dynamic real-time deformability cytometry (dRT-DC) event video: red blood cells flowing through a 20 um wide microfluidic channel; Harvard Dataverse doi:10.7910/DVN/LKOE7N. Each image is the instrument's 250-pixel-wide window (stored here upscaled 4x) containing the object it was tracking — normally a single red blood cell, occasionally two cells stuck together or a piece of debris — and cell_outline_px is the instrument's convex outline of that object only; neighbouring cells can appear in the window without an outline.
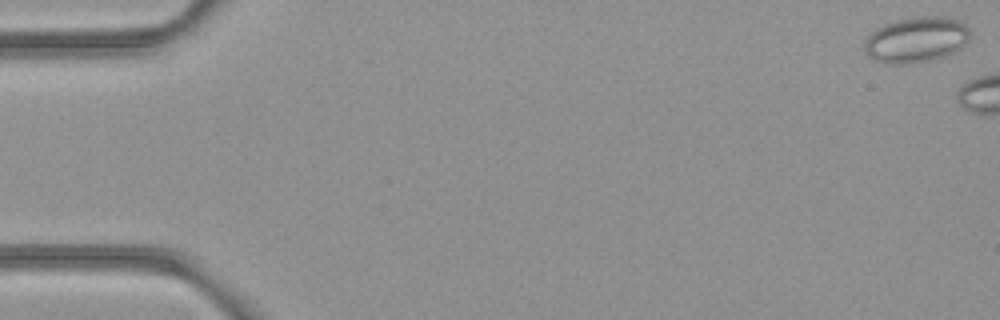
{"species": "common noctule bat (a hibernating species)", "species_latin": "Nyctalus noctula", "temperature_condition": "room temperature", "stored_images_in_passage": 6, "camera_frame_rate_fps": 3000, "um_per_image_px": 0.085, "animal": {"sex": "female", "body_mass_g": 21.9}, "frame": {"image": 1, "passage_image": 1, "time_ms": 0.0, "image_size_px": [1000, 320], "cell_outline_px": [[968, 40], [960, 48], [944, 56], [928, 60], [908, 64], [888, 64], [872, 60], [864, 52], [864, 44], [868, 36], [876, 28], [884, 24], [896, 20], [916, 16], [948, 16], [960, 20], [968, 28]], "centroid_in_image_um": [77.84, 3.36], "position_along_channel_um": 7.2, "area_um2": 28.21}}